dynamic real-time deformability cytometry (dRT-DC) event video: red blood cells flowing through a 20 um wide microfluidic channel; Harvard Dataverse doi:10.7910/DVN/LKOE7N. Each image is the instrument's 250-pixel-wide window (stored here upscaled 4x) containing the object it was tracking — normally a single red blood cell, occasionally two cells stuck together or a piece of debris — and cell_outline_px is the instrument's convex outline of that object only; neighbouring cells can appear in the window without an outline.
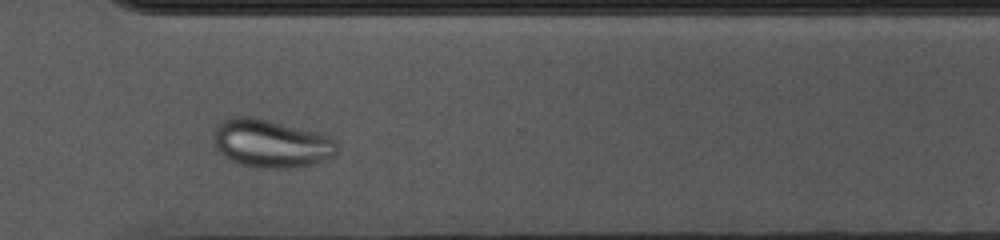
{"species": "common noctule bat (a hibernating species)", "species_latin": "Nyctalus noctula", "temperature_condition": "cold", "stored_images_in_passage": 39, "camera_frame_rate_fps": 3000, "um_per_image_px": 0.085, "animal": {"sex": "female", "body_mass_g": 10.0, "forearm_length_mm": 53.1}, "frame": {"image": 1, "passage_image": 34, "time_ms": 11.0, "image_size_px": [1000, 240], "cell_outline_px": [[336, 152], [332, 156], [312, 164], [288, 168], [260, 168], [240, 164], [224, 156], [212, 144], [212, 136], [216, 128], [224, 120], [232, 116], [256, 116], [320, 132], [332, 136], [336, 140]], "centroid_in_image_um": [23.03, 12.17], "position_along_channel_um": 347.6, "area_um2": 34.97}}